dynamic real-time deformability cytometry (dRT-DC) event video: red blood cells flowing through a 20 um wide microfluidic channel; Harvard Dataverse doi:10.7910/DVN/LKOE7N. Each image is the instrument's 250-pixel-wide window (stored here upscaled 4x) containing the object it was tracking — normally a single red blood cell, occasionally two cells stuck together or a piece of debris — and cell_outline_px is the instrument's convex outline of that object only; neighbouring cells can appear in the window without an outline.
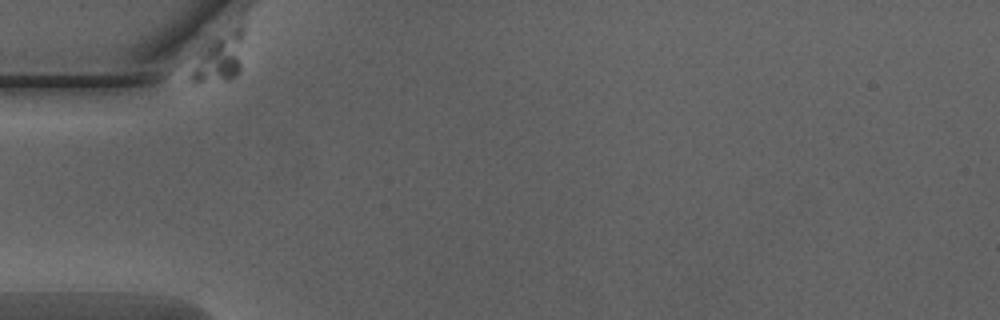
{"species": "Egyptian fruit bat (a non-hibernating species)", "species_latin": "Rousettus aegyptiacus", "temperature_condition": "warm", "stored_images_in_passage": 43, "camera_frame_rate_fps": 3000, "um_per_image_px": 0.085, "animal": {"sex": "male"}, "frame": {"image": 1, "passage_image": 1, "time_ms": 0.0, "image_size_px": [1000, 320], "cell_outline_px": [[244, 32], [240, 72], [236, 76], [228, 80], [192, 80], [192, 72], [200, 56], [216, 40], [232, 28], [240, 24], [244, 28]], "centroid_in_image_um": [18.83, 4.89], "position_along_channel_um": 66.2, "area_um2": 13.53}}
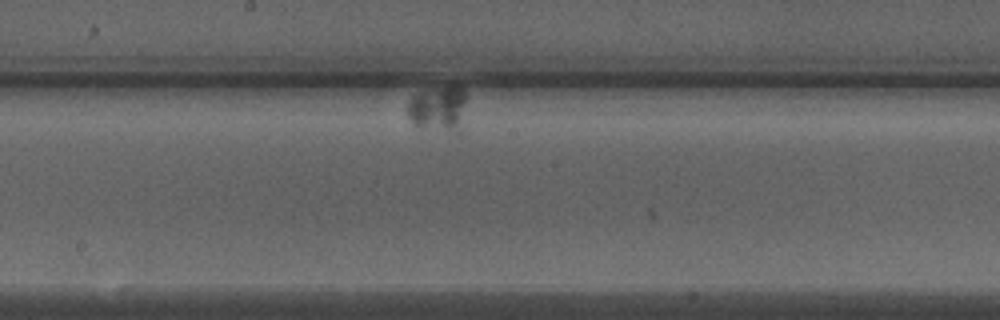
{"frame": {"image": 2, "passage_image": 24, "time_ms": 7.667, "image_size_px": [1000, 320], "cell_outline_px": [[464, 100], [456, 124], [448, 128], [444, 128], [412, 124], [408, 116], [408, 104], [412, 96], [420, 92], [440, 88], [464, 88]], "centroid_in_image_um": [37.1, 9.13], "position_along_channel_um": 211.1, "area_um2": 13.47}}
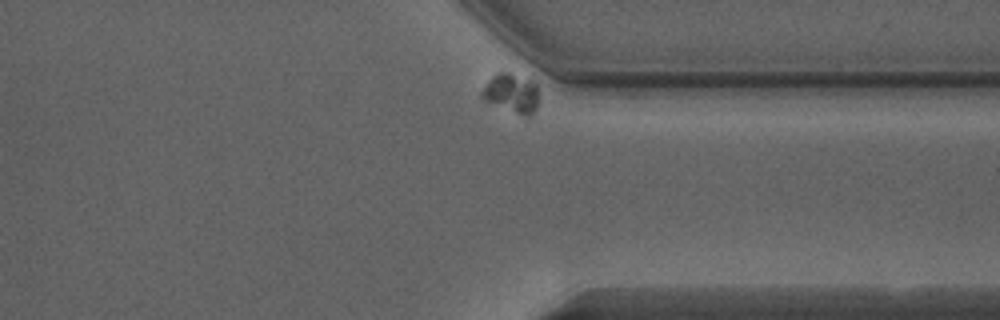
{"frame": {"image": 3, "passage_image": 42, "time_ms": 13.667, "image_size_px": [1000, 320], "cell_outline_px": [[540, 104], [532, 112], [516, 112], [484, 100], [480, 96], [480, 92], [488, 80], [492, 76], [500, 72], [508, 72], [532, 80], [536, 84], [540, 100]], "centroid_in_image_um": [43.48, 7.86], "position_along_channel_um": 367.9, "area_um2": 12.66}}